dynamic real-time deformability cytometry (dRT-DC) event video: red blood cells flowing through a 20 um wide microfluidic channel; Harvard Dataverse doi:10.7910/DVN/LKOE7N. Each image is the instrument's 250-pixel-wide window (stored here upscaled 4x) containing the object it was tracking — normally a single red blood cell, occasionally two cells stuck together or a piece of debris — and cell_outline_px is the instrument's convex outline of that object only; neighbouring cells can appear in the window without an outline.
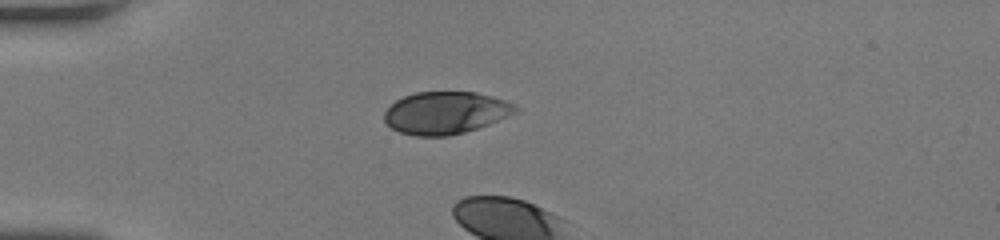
{"species": "human", "species_latin": "Homo sapiens", "temperature_condition": "room temperature", "stored_images_in_passage": 4, "camera_frame_rate_fps": 3000, "um_per_image_px": 0.085, "donor": {"sex": "female"}, "frame": {"image": 1, "passage_image": 1, "time_ms": 0.0, "image_size_px": [1000, 240], "cell_outline_px": [[520, 108], [516, 112], [488, 124], [464, 132], [448, 136], [416, 136], [400, 132], [392, 128], [384, 120], [384, 112], [396, 100], [404, 96], [416, 92], [476, 92], [492, 96], [504, 100]], "centroid_in_image_um": [37.85, 9.58], "position_along_channel_um": 47.1, "area_um2": 32.08}}